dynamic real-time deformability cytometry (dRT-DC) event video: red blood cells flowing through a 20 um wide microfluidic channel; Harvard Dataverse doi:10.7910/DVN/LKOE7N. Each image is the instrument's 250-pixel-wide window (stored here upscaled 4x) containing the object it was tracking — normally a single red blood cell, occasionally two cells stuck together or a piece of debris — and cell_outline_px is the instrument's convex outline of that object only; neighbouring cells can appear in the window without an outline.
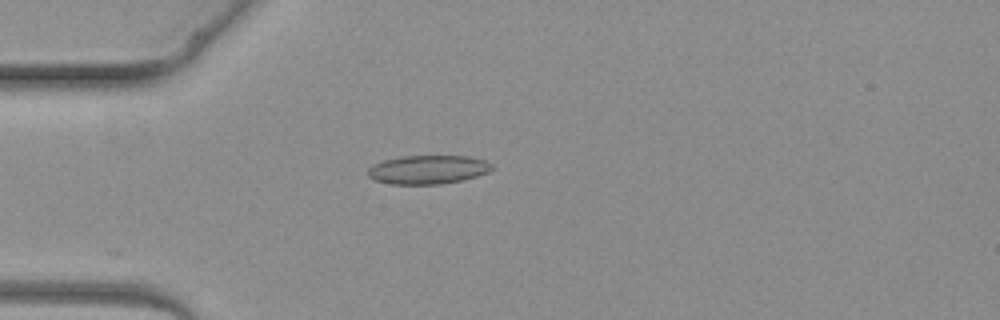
{"species": "common noctule bat (a hibernating species)", "species_latin": "Nyctalus noctula", "temperature_condition": "warm", "stored_images_in_passage": 2, "camera_frame_rate_fps": 3000, "um_per_image_px": 0.085, "animal": {"sex": "female", "body_mass_g": 19.3, "forearm_length_mm": 54.1}, "frame": {"image": 1, "passage_image": 2, "time_ms": 1.333, "image_size_px": [1000, 320], "cell_outline_px": [[496, 168], [488, 172], [476, 176], [460, 180], [440, 184], [392, 184], [376, 180], [368, 176], [368, 168], [372, 164], [384, 160], [400, 156], [468, 156], [484, 160], [492, 164]], "centroid_in_image_um": [36.38, 14.41], "position_along_channel_um": 48.6, "area_um2": 20.75}}